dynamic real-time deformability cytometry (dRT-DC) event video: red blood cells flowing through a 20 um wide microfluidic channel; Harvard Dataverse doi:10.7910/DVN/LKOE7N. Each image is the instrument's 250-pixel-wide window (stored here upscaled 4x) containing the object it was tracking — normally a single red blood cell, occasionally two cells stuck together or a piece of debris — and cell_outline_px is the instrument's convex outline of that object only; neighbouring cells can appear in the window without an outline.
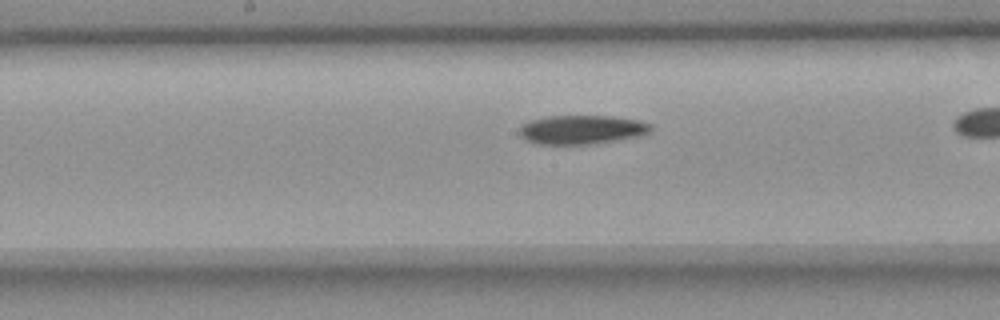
{"species": "common noctule bat (a hibernating species)", "species_latin": "Nyctalus noctula", "temperature_condition": "room temperature", "stored_images_in_passage": 37, "camera_frame_rate_fps": 3000, "um_per_image_px": 0.085, "animal": {"sex": "female", "body_mass_g": 18.4}, "frame": {"image": 1, "passage_image": 22, "time_ms": 7.0, "image_size_px": [1000, 320], "cell_outline_px": [[652, 132], [640, 136], [592, 144], [536, 144], [524, 140], [520, 136], [520, 124], [528, 120], [548, 116], [612, 116], [640, 120], [652, 124]], "centroid_in_image_um": [49.44, 11.01], "position_along_channel_um": 198.8, "area_um2": 22.54}}
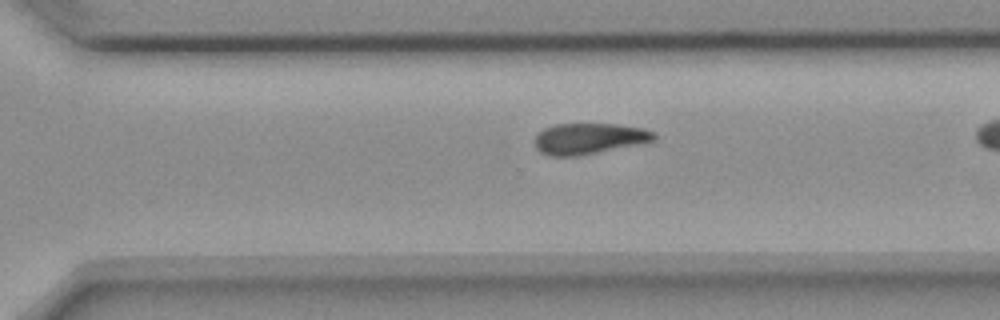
{"frame": {"image": 2, "passage_image": 32, "time_ms": 10.333, "image_size_px": [1000, 320], "cell_outline_px": [[656, 140], [640, 144], [576, 156], [548, 156], [540, 152], [536, 148], [532, 140], [544, 128], [552, 124], [616, 124], [644, 128], [656, 132]], "centroid_in_image_um": [50.06, 11.78], "position_along_channel_um": 320.5, "area_um2": 21.73}}